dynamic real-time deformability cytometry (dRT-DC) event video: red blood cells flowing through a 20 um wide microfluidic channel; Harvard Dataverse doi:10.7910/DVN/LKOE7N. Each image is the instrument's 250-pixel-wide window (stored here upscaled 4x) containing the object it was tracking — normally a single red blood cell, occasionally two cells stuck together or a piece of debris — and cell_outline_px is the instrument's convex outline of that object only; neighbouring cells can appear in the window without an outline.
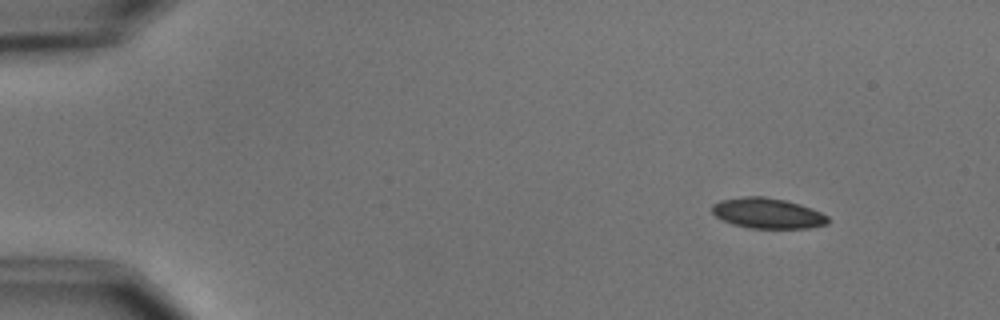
{"species": "common noctule bat (a hibernating species)", "species_latin": "Nyctalus noctula", "temperature_condition": "cold", "stored_images_in_passage": 5, "camera_frame_rate_fps": 3000, "um_per_image_px": 0.085, "animal": {"sex": "male", "body_mass_g": 15.6}, "frame": {"image": 1, "passage_image": 1, "time_ms": 0.0, "image_size_px": [1000, 320], "cell_outline_px": [[828, 224], [808, 228], [748, 228], [732, 224], [716, 216], [712, 212], [712, 204], [720, 200], [744, 196], [764, 196], [784, 200], [800, 204], [812, 208], [828, 216]], "centroid_in_image_um": [65.24, 18.12], "position_along_channel_um": 19.8, "area_um2": 20.58}}
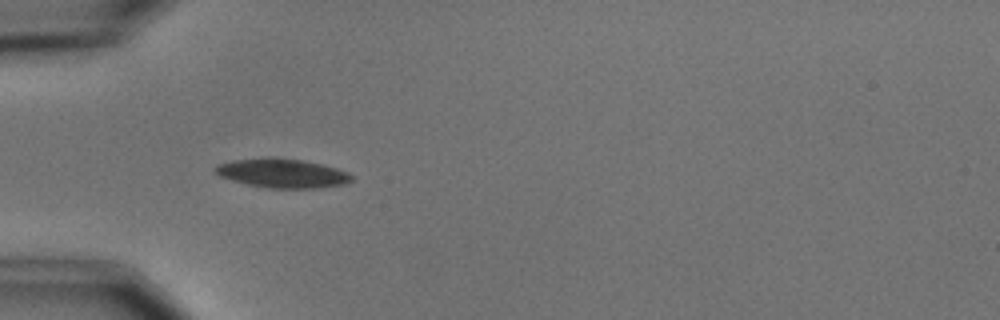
{"frame": {"image": 2, "passage_image": 4, "time_ms": 3.667, "image_size_px": [1000, 320], "cell_outline_px": [[352, 180], [344, 184], [320, 188], [268, 188], [248, 184], [232, 180], [220, 176], [212, 168], [216, 164], [232, 160], [264, 156], [276, 156], [304, 160], [324, 164], [348, 172], [352, 176]], "centroid_in_image_um": [23.97, 14.69], "position_along_channel_um": 61.0, "area_um2": 23.58}}